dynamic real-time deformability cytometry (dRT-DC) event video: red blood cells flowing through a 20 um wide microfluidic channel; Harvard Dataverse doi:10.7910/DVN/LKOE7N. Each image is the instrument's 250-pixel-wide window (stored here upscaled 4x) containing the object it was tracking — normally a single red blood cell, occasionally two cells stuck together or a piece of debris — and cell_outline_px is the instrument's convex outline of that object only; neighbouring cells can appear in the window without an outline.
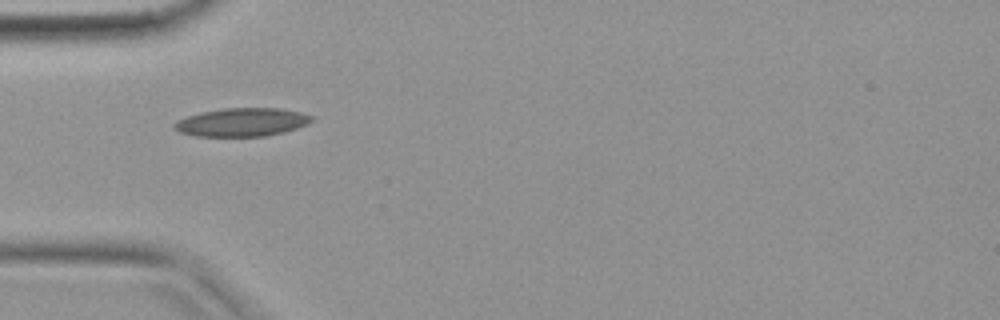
{"species": "common noctule bat (a hibernating species)", "species_latin": "Nyctalus noctula", "temperature_condition": "warm", "stored_images_in_passage": 3, "camera_frame_rate_fps": 3000, "um_per_image_px": 0.085, "animal": {"sex": "female", "body_mass_g": 19.9}, "frame": {"image": 1, "passage_image": 1, "time_ms": 0.0, "image_size_px": [1000, 320], "cell_outline_px": [[312, 120], [308, 124], [284, 132], [264, 136], [196, 136], [180, 132], [172, 128], [172, 124], [176, 120], [200, 112], [224, 108], [280, 108], [300, 112], [312, 116]], "centroid_in_image_um": [20.53, 10.38], "position_along_channel_um": 64.5, "area_um2": 22.72}}